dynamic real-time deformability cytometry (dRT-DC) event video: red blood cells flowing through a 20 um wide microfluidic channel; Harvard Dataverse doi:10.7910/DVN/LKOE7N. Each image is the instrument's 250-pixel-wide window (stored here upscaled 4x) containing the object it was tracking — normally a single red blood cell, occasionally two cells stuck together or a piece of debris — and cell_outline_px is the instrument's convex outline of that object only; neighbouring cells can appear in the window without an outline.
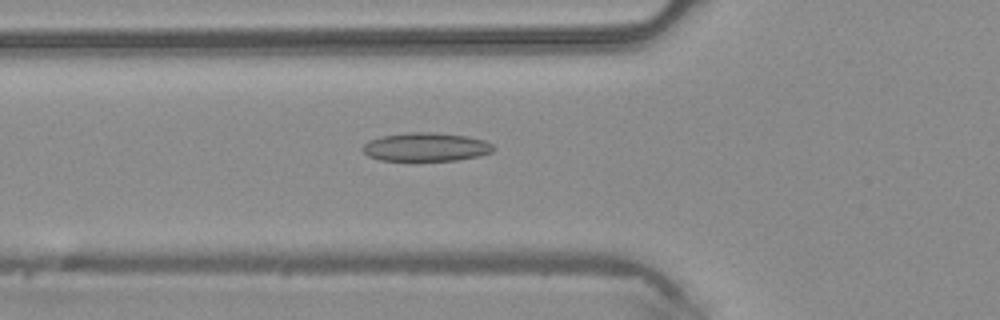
{"species": "common noctule bat (a hibernating species)", "species_latin": "Nyctalus noctula", "temperature_condition": "warm", "stored_images_in_passage": 45, "camera_frame_rate_fps": 3000, "um_per_image_px": 0.085, "animal": {"sex": "male", "body_mass_g": 20.4}, "frame": {"image": 1, "passage_image": 17, "time_ms": 5.333, "image_size_px": [1000, 320], "cell_outline_px": [[496, 148], [492, 152], [480, 156], [456, 160], [380, 160], [368, 156], [360, 148], [364, 144], [380, 136], [408, 132], [432, 132], [468, 136], [484, 140], [492, 144]], "centroid_in_image_um": [36.22, 12.49], "position_along_channel_um": 89.6, "area_um2": 21.79}}
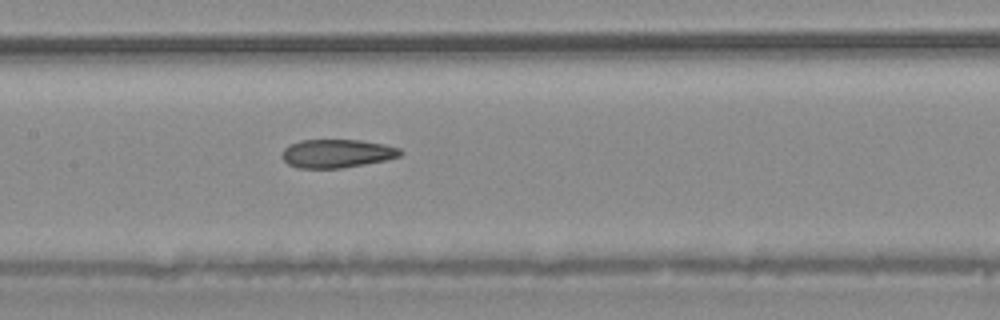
{"frame": {"image": 2, "passage_image": 23, "time_ms": 7.333, "image_size_px": [1000, 320], "cell_outline_px": [[404, 152], [400, 156], [384, 160], [364, 164], [340, 168], [300, 168], [288, 164], [280, 156], [284, 148], [300, 140], [360, 140], [384, 144], [400, 148]], "centroid_in_image_um": [28.64, 13.04], "position_along_channel_um": 178.8, "area_um2": 19.54}}
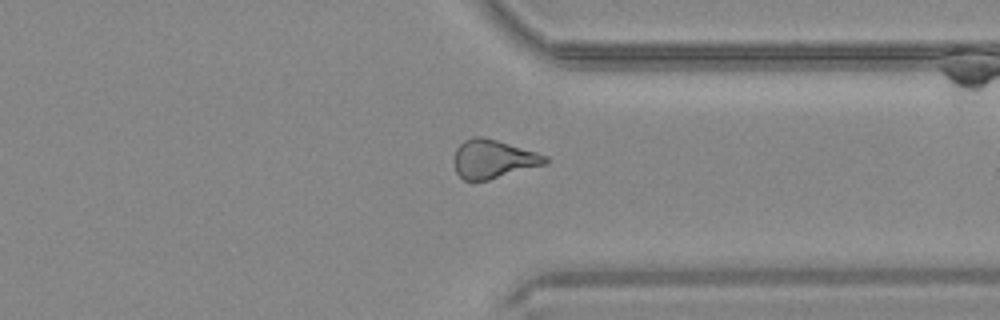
{"frame": {"image": 3, "passage_image": 36, "time_ms": 11.667, "image_size_px": [1000, 320], "cell_outline_px": [[548, 164], [488, 180], [464, 180], [456, 172], [452, 160], [456, 148], [464, 140], [472, 136], [480, 136], [496, 140], [536, 152], [548, 156]], "centroid_in_image_um": [41.91, 13.52], "position_along_channel_um": 369.5, "area_um2": 20.63}}